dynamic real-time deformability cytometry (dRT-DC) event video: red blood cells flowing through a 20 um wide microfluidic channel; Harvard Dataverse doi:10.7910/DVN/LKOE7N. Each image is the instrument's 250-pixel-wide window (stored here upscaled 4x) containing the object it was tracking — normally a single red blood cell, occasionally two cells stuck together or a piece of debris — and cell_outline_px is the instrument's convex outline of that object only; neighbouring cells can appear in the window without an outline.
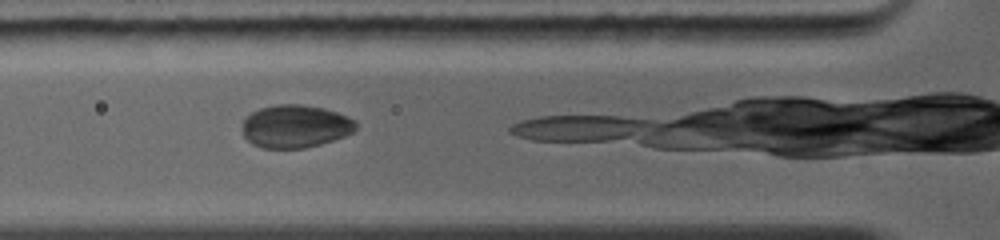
{"species": "common noctule bat (a hibernating species)", "species_latin": "Nyctalus noctula", "temperature_condition": "warm", "stored_images_in_passage": 5, "camera_frame_rate_fps": 5000, "um_per_image_px": 0.085, "animal": {"sex": "female", "body_mass_g": 19.0, "forearm_length_mm": 56.7}, "frame": {"image": 1, "passage_image": 2, "time_ms": 1.0, "image_size_px": [1000, 240], "cell_outline_px": [[356, 128], [352, 132], [344, 136], [320, 144], [304, 148], [260, 148], [252, 144], [244, 136], [244, 116], [260, 108], [276, 104], [300, 104], [324, 108], [348, 116], [356, 120]], "centroid_in_image_um": [25.1, 10.73], "position_along_channel_um": 100.7, "area_um2": 28.38}}
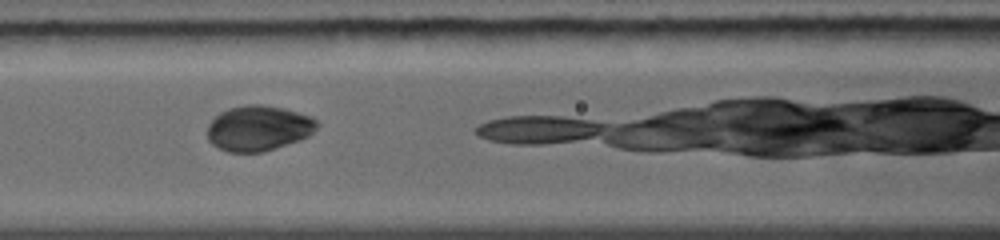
{"frame": {"image": 2, "passage_image": 3, "time_ms": 2.0, "image_size_px": [1000, 240], "cell_outline_px": [[320, 124], [308, 136], [300, 140], [264, 152], [228, 152], [212, 144], [208, 140], [208, 124], [220, 112], [228, 108], [248, 104], [264, 104], [284, 108], [308, 116], [316, 120]], "centroid_in_image_um": [21.96, 10.89], "position_along_channel_um": 144.6, "area_um2": 28.96}}